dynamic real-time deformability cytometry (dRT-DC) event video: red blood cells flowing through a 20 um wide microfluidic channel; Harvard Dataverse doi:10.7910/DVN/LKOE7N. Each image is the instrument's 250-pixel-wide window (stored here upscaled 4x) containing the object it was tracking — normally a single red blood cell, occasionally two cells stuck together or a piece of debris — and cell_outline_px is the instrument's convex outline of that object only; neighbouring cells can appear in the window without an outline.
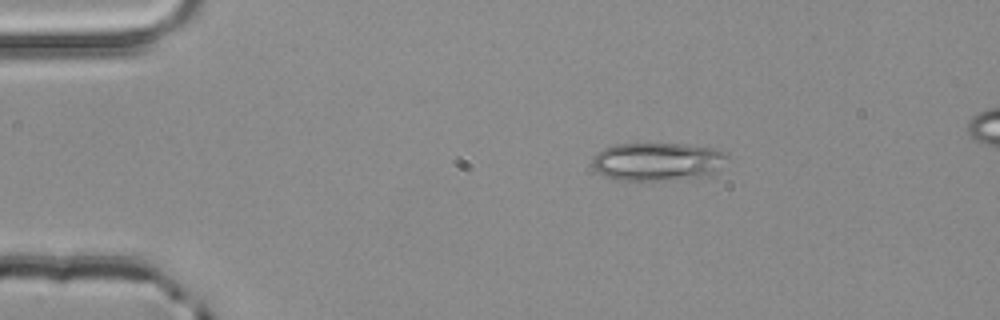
{"species": "common noctule bat (a hibernating species)", "species_latin": "Nyctalus noctula", "temperature_condition": "room temperature", "stored_images_in_passage": 2, "segment_of_instrument_passage": [1, 2], "camera_frame_rate_fps": 3000, "um_per_image_px": 0.085, "animal": {"sex": "male", "body_mass_g": 20.4}, "frame": {"image": 1, "passage_image": 1, "time_ms": 0.0, "image_size_px": [1000, 320], "cell_outline_px": [[728, 156], [712, 172], [700, 176], [656, 180], [616, 180], [604, 176], [596, 172], [592, 164], [592, 156], [596, 152], [612, 144], [684, 144], [716, 148], [724, 152]], "centroid_in_image_um": [55.77, 13.71], "position_along_channel_um": 29.2, "area_um2": 29.65}}